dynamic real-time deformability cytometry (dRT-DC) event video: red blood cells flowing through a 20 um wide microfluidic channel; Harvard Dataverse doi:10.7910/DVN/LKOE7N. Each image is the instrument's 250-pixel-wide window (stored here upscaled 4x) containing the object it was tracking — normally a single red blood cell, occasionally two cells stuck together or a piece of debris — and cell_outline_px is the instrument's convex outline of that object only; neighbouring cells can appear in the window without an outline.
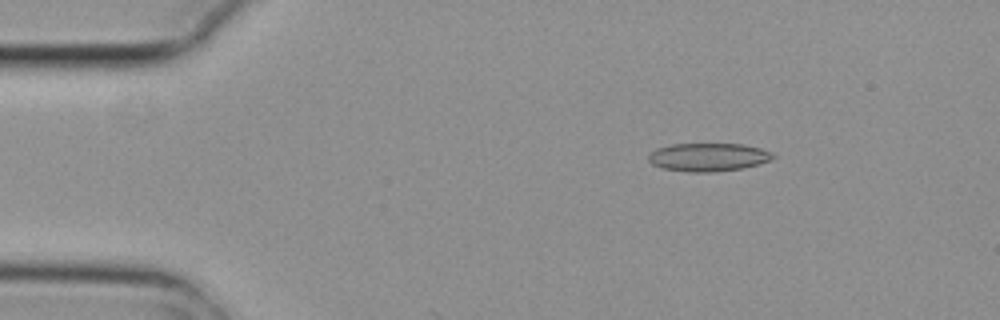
{"species": "common noctule bat (a hibernating species)", "species_latin": "Nyctalus noctula", "temperature_condition": "cold", "stored_images_in_passage": 5, "camera_frame_rate_fps": 3000, "um_per_image_px": 0.085, "animal": {"sex": "female", "body_mass_g": 29.2, "forearm_length_mm": 56.3}, "frame": {"image": 1, "passage_image": 3, "time_ms": 0.667, "image_size_px": [1000, 320], "cell_outline_px": [[776, 156], [768, 160], [744, 168], [716, 172], [688, 172], [660, 168], [652, 164], [648, 160], [648, 156], [656, 148], [672, 144], [744, 144], [760, 148], [772, 152]], "centroid_in_image_um": [60.17, 13.36], "position_along_channel_um": 24.8, "area_um2": 20.52}}